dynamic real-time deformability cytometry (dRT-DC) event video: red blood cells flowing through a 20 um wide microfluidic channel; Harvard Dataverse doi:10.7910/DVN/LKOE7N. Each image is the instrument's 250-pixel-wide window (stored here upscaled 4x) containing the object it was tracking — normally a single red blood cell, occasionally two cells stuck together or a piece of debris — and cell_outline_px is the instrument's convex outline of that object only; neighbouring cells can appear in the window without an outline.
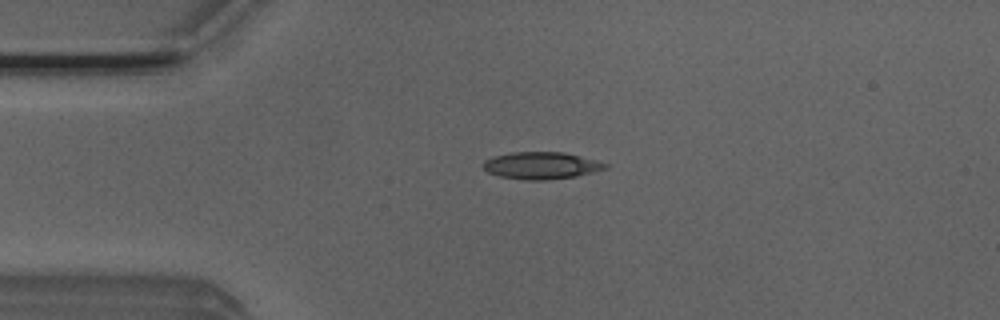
{"species": "Egyptian fruit bat (a non-hibernating species)", "species_latin": "Rousettus aegyptiacus", "temperature_condition": "room temperature", "stored_images_in_passage": 3, "camera_frame_rate_fps": 3000, "um_per_image_px": 0.085, "animal": {"sex": "male"}, "frame": {"image": 1, "passage_image": 2, "time_ms": 0.333, "image_size_px": [1000, 320], "cell_outline_px": [[608, 168], [576, 176], [544, 180], [524, 180], [500, 176], [488, 172], [484, 168], [484, 160], [492, 156], [512, 152], [564, 152], [596, 160], [608, 164]], "centroid_in_image_um": [46.0, 14.06], "position_along_channel_um": 39.0, "area_um2": 19.19}}